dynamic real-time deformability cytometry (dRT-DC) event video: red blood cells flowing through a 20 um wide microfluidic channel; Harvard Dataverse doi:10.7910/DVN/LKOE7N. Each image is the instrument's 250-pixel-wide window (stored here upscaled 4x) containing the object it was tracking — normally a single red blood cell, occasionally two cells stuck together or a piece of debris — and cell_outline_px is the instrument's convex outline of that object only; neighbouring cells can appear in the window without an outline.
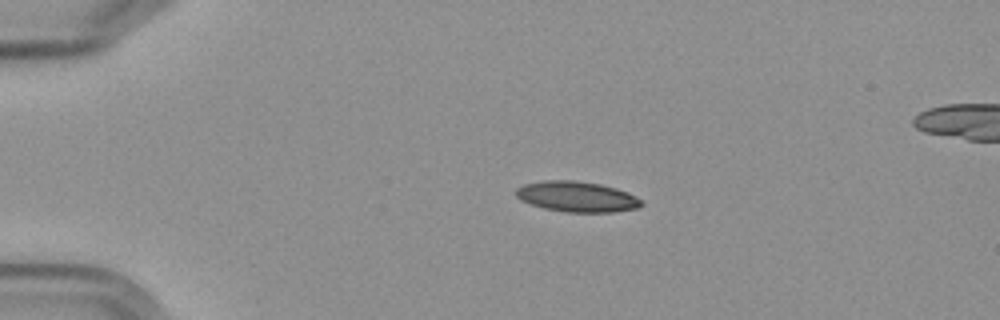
{"species": "Egyptian fruit bat (a non-hibernating species)", "species_latin": "Rousettus aegyptiacus", "temperature_condition": "cold", "stored_images_in_passage": 5, "segment_of_instrument_passage": [1, 2], "camera_frame_rate_fps": 3000, "um_per_image_px": 0.085, "frame": {"image": 1, "passage_image": 3, "time_ms": 2.333, "image_size_px": [1000, 320], "cell_outline_px": [[644, 204], [636, 208], [612, 212], [564, 212], [544, 208], [520, 200], [516, 196], [516, 188], [524, 184], [544, 180], [576, 180], [600, 184], [616, 188], [628, 192], [636, 196]], "centroid_in_image_um": [49.02, 16.71], "position_along_channel_um": 36.0, "area_um2": 22.31}}